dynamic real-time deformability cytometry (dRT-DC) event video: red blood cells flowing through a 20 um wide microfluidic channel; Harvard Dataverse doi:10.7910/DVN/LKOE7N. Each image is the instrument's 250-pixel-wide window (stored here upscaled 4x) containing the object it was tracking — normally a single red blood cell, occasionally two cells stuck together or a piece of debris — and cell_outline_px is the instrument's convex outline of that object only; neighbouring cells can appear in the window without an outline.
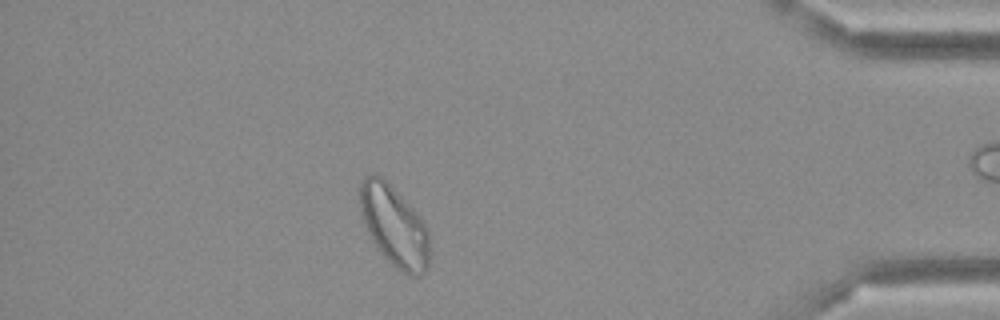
{"species": "Egyptian fruit bat (a non-hibernating species)", "species_latin": "Rousettus aegyptiacus", "temperature_condition": "cold", "stored_images_in_passage": 47, "camera_frame_rate_fps": 3000, "um_per_image_px": 0.085, "frame": {"image": 1, "passage_image": 40, "time_ms": 13.0, "image_size_px": [1000, 320], "cell_outline_px": [[428, 264], [424, 272], [420, 276], [408, 276], [400, 272], [376, 248], [368, 232], [360, 212], [360, 180], [364, 176], [372, 172], [380, 176], [412, 208], [428, 228]], "centroid_in_image_um": [33.48, 19.23], "position_along_channel_um": 401.7, "area_um2": 32.37}}